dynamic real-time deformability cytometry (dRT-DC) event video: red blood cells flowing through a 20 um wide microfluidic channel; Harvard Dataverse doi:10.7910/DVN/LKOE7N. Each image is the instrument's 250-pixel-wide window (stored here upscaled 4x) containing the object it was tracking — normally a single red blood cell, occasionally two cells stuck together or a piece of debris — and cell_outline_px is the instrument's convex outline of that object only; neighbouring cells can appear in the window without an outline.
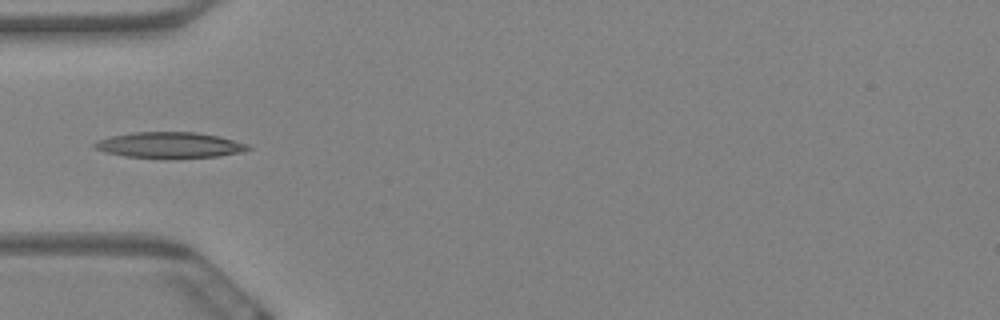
{"species": "Egyptian fruit bat (a non-hibernating species)", "species_latin": "Rousettus aegyptiacus", "temperature_condition": "warm", "stored_images_in_passage": 9, "camera_frame_rate_fps": 3000, "um_per_image_px": 0.085, "animal": {"sex": "female"}, "frame": {"image": 1, "passage_image": 6, "time_ms": 1.667, "image_size_px": [1000, 320], "cell_outline_px": [[252, 148], [240, 152], [216, 156], [124, 156], [104, 152], [92, 148], [92, 144], [96, 140], [112, 136], [132, 132], [196, 132], [216, 136], [248, 144]], "centroid_in_image_um": [14.33, 12.3], "position_along_channel_um": 70.7, "area_um2": 22.25}}
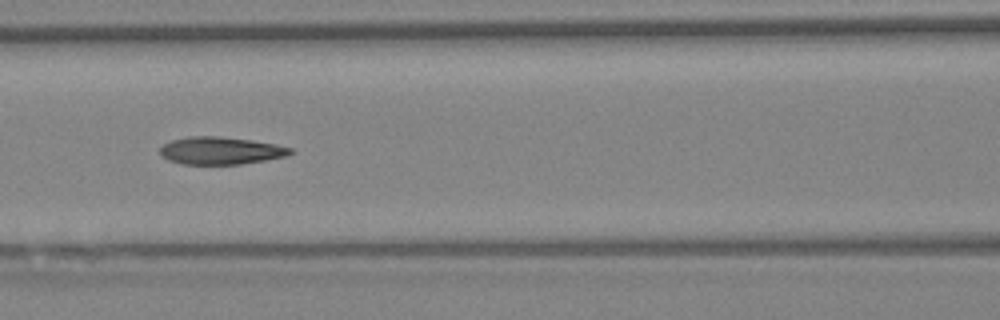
{"frame": {"image": 2, "passage_image": 8, "time_ms": 2.333, "image_size_px": [1000, 320], "cell_outline_px": [[296, 152], [288, 156], [240, 164], [180, 164], [168, 160], [160, 156], [160, 148], [164, 144], [172, 140], [188, 136], [220, 136], [252, 140], [276, 144], [292, 148]], "centroid_in_image_um": [18.77, 12.8], "position_along_channel_um": 147.8, "area_um2": 21.1}}
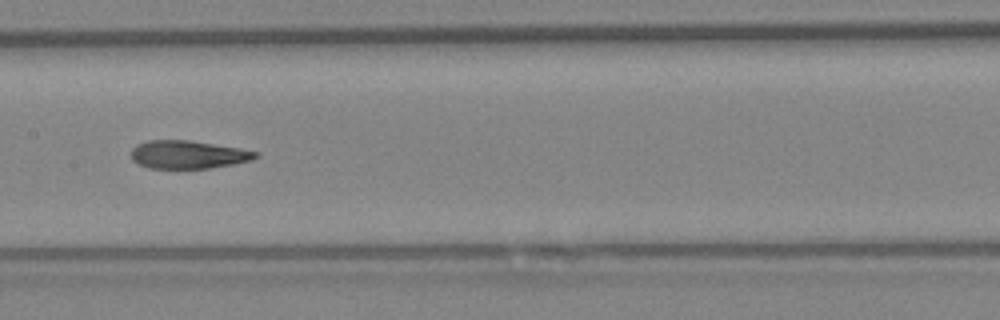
{"frame": {"image": 3, "passage_image": 9, "time_ms": 2.667, "image_size_px": [1000, 320], "cell_outline_px": [[260, 156], [252, 160], [232, 164], [208, 168], [148, 168], [136, 164], [132, 160], [132, 148], [136, 144], [148, 140], [188, 140], [240, 148], [260, 152]], "centroid_in_image_um": [15.98, 13.14], "position_along_channel_um": 191.4, "area_um2": 20.46}}